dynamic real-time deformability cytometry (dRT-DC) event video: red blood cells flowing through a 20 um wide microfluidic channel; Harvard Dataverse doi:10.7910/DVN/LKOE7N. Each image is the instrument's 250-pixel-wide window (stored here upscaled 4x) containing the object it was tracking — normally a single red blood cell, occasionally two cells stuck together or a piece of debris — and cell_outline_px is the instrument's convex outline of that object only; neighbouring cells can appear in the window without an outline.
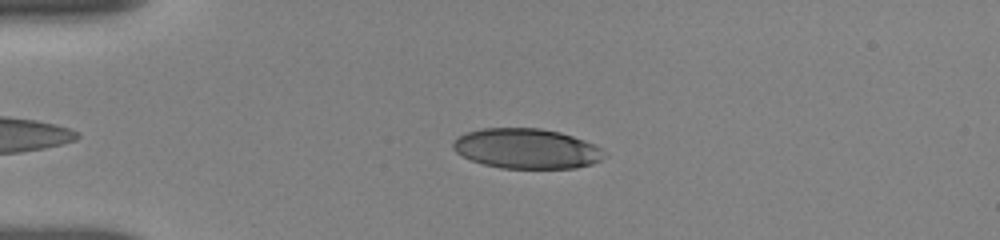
{"species": "human", "species_latin": "Homo sapiens", "temperature_condition": "room temperature", "stored_images_in_passage": 49, "camera_frame_rate_fps": 3000, "um_per_image_px": 0.085, "donor": {"sex": "female"}, "frame": {"image": 1, "passage_image": 4, "time_ms": 1.0, "image_size_px": [1000, 240], "cell_outline_px": [[608, 156], [592, 164], [576, 168], [500, 168], [484, 164], [472, 160], [456, 152], [452, 148], [452, 144], [460, 136], [468, 132], [480, 128], [540, 128], [560, 132], [584, 140], [604, 148]], "centroid_in_image_um": [44.82, 12.63], "position_along_channel_um": 40.2, "area_um2": 35.37}}
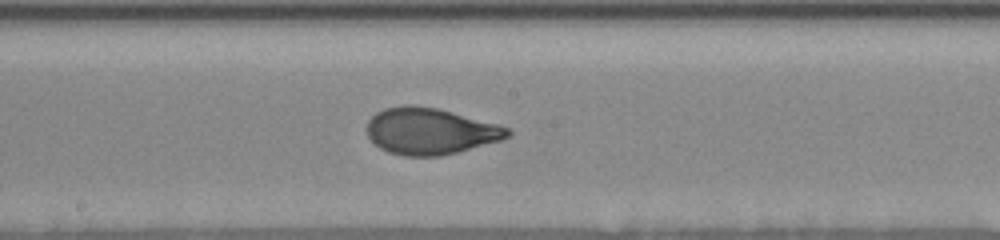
{"frame": {"image": 2, "passage_image": 19, "time_ms": 6.333, "image_size_px": [1000, 240], "cell_outline_px": [[512, 132], [504, 140], [440, 156], [404, 156], [388, 152], [380, 148], [368, 136], [368, 120], [376, 112], [384, 108], [404, 104], [412, 104], [436, 108], [500, 124], [508, 128]], "centroid_in_image_um": [36.58, 11.14], "position_along_channel_um": 211.6, "area_um2": 38.21}}
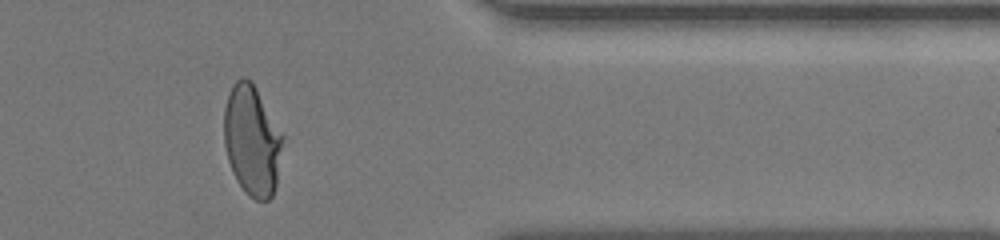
{"frame": {"image": 3, "passage_image": 43, "time_ms": 11.333, "image_size_px": [1000, 240], "cell_outline_px": [[284, 136], [276, 184], [272, 196], [268, 200], [256, 200], [248, 196], [244, 192], [236, 180], [232, 172], [228, 160], [224, 144], [224, 108], [228, 96], [236, 80], [240, 76], [244, 76], [252, 80]], "centroid_in_image_um": [21.41, 11.94], "position_along_channel_um": 390.0, "area_um2": 37.92}, "authors_computed_cell_mechanics": {"area_um2": 38.0324, "velocity_mm_per_s": 3.8492, "shape_relaxation_time_tau1_ms": 3.7386, "shape_relaxation_time_tau2_ms": null, "deformation_change_tau1": 0.1941, "deformation_change_tau2": null}}